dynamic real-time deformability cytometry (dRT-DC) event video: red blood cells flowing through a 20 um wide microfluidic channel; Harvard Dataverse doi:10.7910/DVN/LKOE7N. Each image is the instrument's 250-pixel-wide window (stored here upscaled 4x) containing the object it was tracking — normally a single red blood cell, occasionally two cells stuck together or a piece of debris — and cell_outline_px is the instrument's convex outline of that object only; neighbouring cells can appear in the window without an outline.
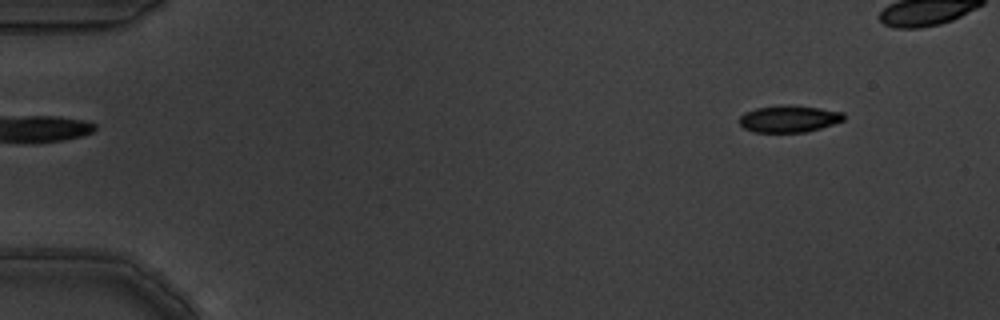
{"species": "common noctule bat (a hibernating species)", "species_latin": "Nyctalus noctula", "temperature_condition": "warm", "stored_images_in_passage": 3, "camera_frame_rate_fps": 3000, "um_per_image_px": 0.085, "animal": {"sex": "male", "body_mass_g": 19.5, "forearm_length_mm": 54.6}, "frame": {"image": 1, "passage_image": 1, "time_ms": 0.0, "image_size_px": [1000, 320], "cell_outline_px": [[844, 120], [820, 128], [804, 132], [752, 132], [744, 128], [740, 124], [740, 116], [744, 112], [756, 108], [776, 104], [788, 104], [820, 108], [844, 112]], "centroid_in_image_um": [67.04, 10.08], "position_along_channel_um": 18.0, "area_um2": 16.53}}
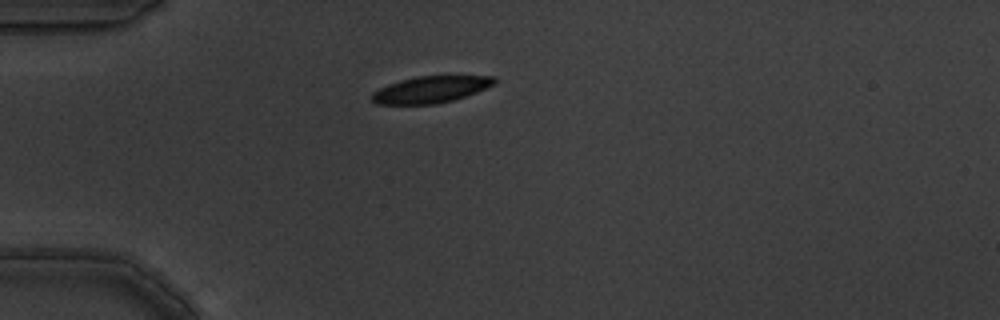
{"frame": {"image": 2, "passage_image": 3, "time_ms": 0.667, "image_size_px": [1000, 320], "cell_outline_px": [[496, 84], [476, 92], [452, 100], [436, 104], [376, 104], [372, 100], [372, 92], [388, 84], [400, 80], [416, 76], [496, 76]], "centroid_in_image_um": [36.61, 7.6], "position_along_channel_um": 48.4, "area_um2": 18.96}}